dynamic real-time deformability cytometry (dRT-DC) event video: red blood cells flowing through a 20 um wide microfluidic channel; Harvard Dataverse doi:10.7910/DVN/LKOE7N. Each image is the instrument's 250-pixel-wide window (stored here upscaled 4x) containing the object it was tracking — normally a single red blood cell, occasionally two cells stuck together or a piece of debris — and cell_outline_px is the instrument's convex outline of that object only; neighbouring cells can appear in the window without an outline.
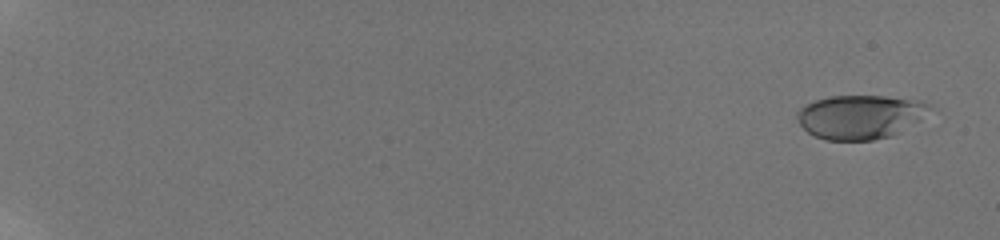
{"species": "human", "species_latin": "Homo sapiens", "temperature_condition": "room temperature", "stored_images_in_passage": 50, "camera_frame_rate_fps": 3000, "um_per_image_px": 0.085, "donor": {"sex": "male"}, "frame": {"image": 1, "passage_image": 2, "time_ms": 0.333, "image_size_px": [1000, 240], "cell_outline_px": [[936, 108], [920, 120], [892, 136], [872, 140], [828, 140], [816, 136], [808, 132], [796, 120], [796, 112], [800, 108], [816, 100], [828, 96], [884, 96], [924, 100]], "centroid_in_image_um": [73.18, 9.91], "position_along_channel_um": 11.8, "area_um2": 34.28}}
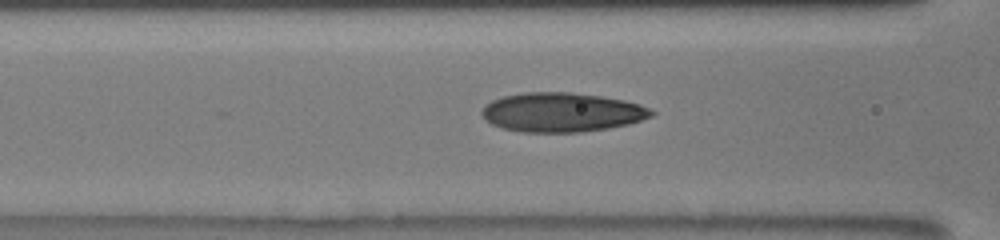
{"frame": {"image": 2, "passage_image": 26, "time_ms": 9.0, "image_size_px": [1000, 240], "cell_outline_px": [[656, 112], [652, 116], [628, 124], [608, 128], [580, 132], [520, 132], [500, 128], [492, 124], [480, 112], [484, 104], [492, 100], [504, 96], [524, 92], [568, 92], [600, 96], [624, 100], [640, 104]], "centroid_in_image_um": [47.73, 9.54], "position_along_channel_um": 118.9, "area_um2": 38.78}}
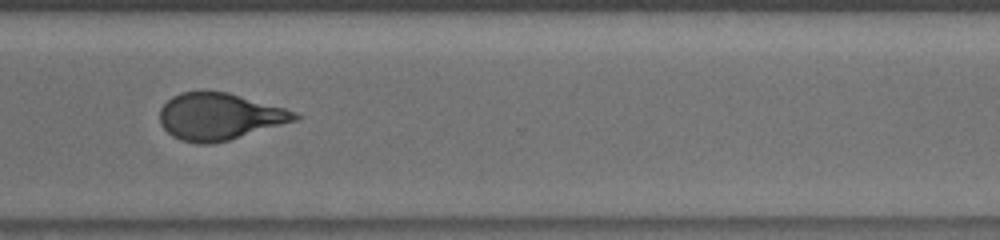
{"frame": {"image": 3, "passage_image": 40, "time_ms": 15.0, "image_size_px": [1000, 240], "cell_outline_px": [[300, 116], [296, 120], [228, 140], [212, 144], [196, 144], [180, 140], [172, 136], [160, 124], [160, 108], [172, 96], [180, 92], [228, 92], [284, 108], [296, 112]], "centroid_in_image_um": [18.61, 9.91], "position_along_channel_um": 352.0, "area_um2": 36.53}, "authors_computed_cell_mechanics": {"area_um2": 36.125, "velocity_mm_per_s": 3.8953, "shape_relaxation_time_tau1_ms": 6.5419, "shape_relaxation_time_tau2_ms": 1.1817, "deformation_change_tau1": 0.2061, "deformation_change_tau2": 0.0847}}